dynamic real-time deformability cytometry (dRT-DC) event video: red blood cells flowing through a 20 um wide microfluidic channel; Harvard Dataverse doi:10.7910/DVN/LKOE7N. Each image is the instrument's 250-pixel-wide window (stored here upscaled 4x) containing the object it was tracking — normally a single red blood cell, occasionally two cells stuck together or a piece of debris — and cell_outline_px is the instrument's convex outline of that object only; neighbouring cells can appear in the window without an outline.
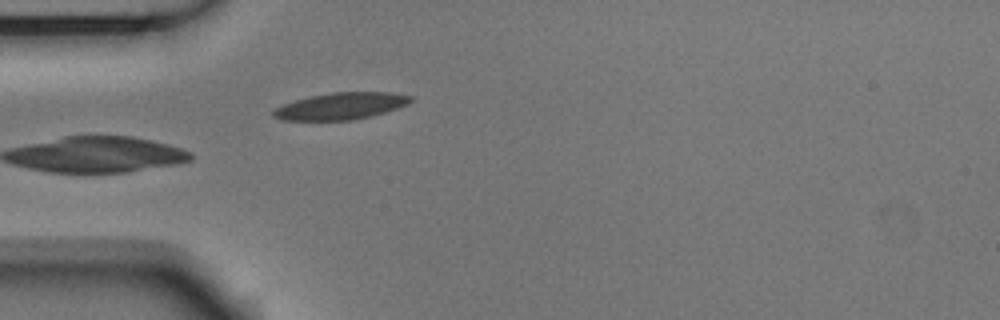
{"species": "Egyptian fruit bat (a non-hibernating species)", "species_latin": "Rousettus aegyptiacus", "temperature_condition": "room temperature", "stored_images_in_passage": 38, "camera_frame_rate_fps": 3000, "um_per_image_px": 0.085, "animal": {"sex": "male"}, "frame": {"image": 1, "passage_image": 1, "time_ms": 0.0, "image_size_px": [1000, 320], "cell_outline_px": [[412, 100], [408, 104], [372, 116], [352, 120], [280, 120], [272, 116], [272, 112], [276, 108], [284, 104], [308, 96], [332, 92], [388, 92], [412, 96]], "centroid_in_image_um": [28.96, 9.01], "position_along_channel_um": 56.0, "area_um2": 21.39}}
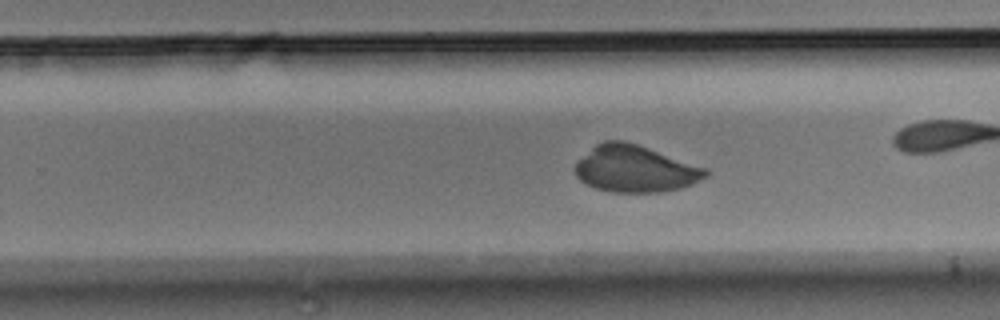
{"frame": {"image": 2, "passage_image": 17, "time_ms": 5.333, "image_size_px": [1000, 320], "cell_outline_px": [[708, 176], [692, 184], [680, 188], [660, 192], [612, 192], [596, 188], [584, 184], [576, 176], [572, 168], [576, 160], [596, 144], [604, 140], [624, 140], [708, 168]], "centroid_in_image_um": [53.94, 14.35], "position_along_channel_um": 275.9, "area_um2": 35.84}}
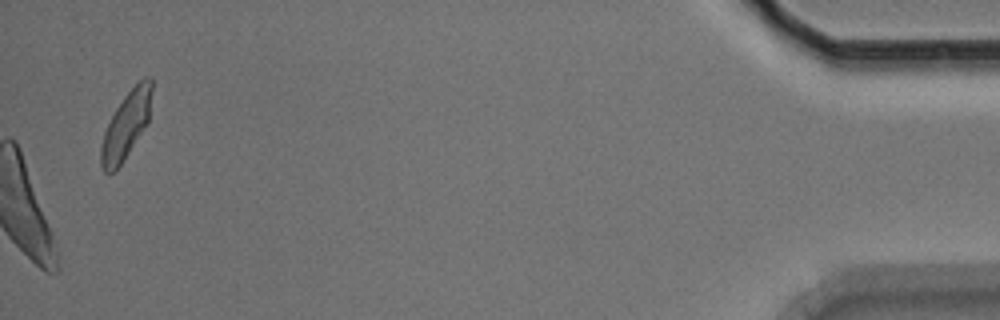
{"frame": {"image": 3, "passage_image": 38, "time_ms": 12.333, "image_size_px": [1000, 320], "cell_outline_px": [[152, 92], [148, 124], [116, 172], [108, 176], [104, 172], [100, 164], [100, 148], [104, 132], [116, 108], [124, 96], [144, 76], [152, 76]], "centroid_in_image_um": [10.72, 10.69], "position_along_channel_um": 424.5, "area_um2": 20.11}}